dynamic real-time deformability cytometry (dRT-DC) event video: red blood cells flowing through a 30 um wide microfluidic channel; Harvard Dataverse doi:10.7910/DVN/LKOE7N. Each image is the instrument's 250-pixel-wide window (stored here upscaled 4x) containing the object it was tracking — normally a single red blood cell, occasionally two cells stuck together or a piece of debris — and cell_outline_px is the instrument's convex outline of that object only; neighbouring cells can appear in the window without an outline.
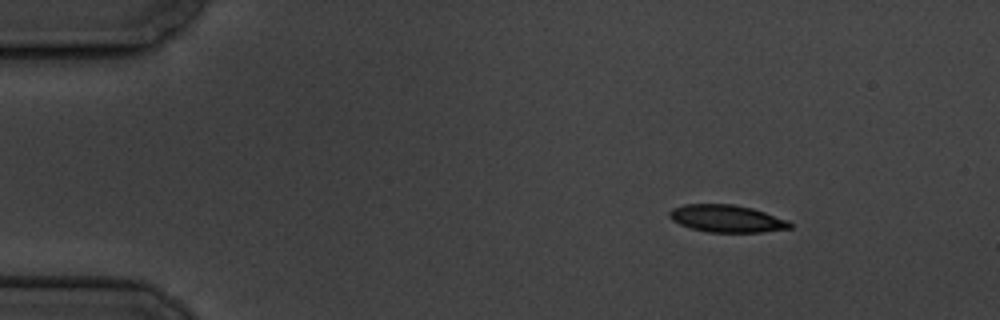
{"species": "common noctule bat (a hibernating species)", "species_latin": "Nyctalus noctula", "temperature_condition": "cold", "stored_images_in_passage": 9, "camera_frame_rate_fps": 3000, "um_per_image_px": 0.085, "animal": {"sex": "male", "body_mass_g": 19.5, "forearm_length_mm": 54.6}, "frame": {"image": 1, "passage_image": 2, "time_ms": 1.333, "image_size_px": [1000, 320], "cell_outline_px": [[792, 228], [760, 232], [708, 232], [692, 228], [680, 224], [672, 220], [668, 216], [668, 212], [672, 208], [684, 204], [732, 204], [752, 208], [788, 220], [792, 224]], "centroid_in_image_um": [61.75, 18.57], "position_along_channel_um": 23.2, "area_um2": 19.13}}
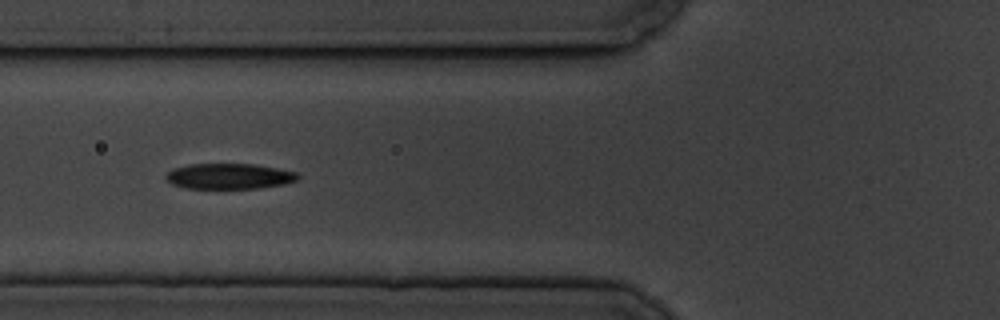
{"frame": {"image": 2, "passage_image": 6, "time_ms": 6.0, "image_size_px": [1000, 320], "cell_outline_px": [[300, 176], [296, 180], [284, 184], [260, 188], [184, 188], [172, 184], [164, 176], [172, 168], [188, 164], [256, 164], [296, 172]], "centroid_in_image_um": [19.46, 14.97], "position_along_channel_um": 106.3, "area_um2": 19.65}}
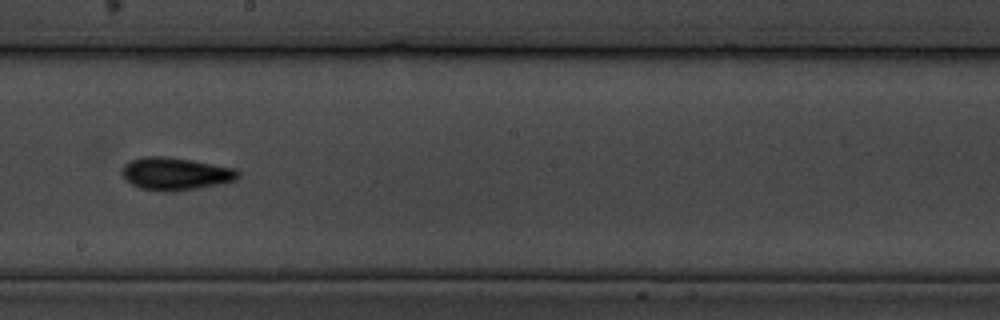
{"frame": {"image": 3, "passage_image": 9, "time_ms": 9.667, "image_size_px": [1000, 320], "cell_outline_px": [[240, 176], [236, 180], [220, 184], [176, 192], [164, 192], [140, 188], [132, 184], [120, 172], [124, 164], [132, 160], [144, 156], [164, 156], [192, 160], [236, 168], [240, 172]], "centroid_in_image_um": [14.94, 14.77], "position_along_channel_um": 233.3, "area_um2": 22.25}}